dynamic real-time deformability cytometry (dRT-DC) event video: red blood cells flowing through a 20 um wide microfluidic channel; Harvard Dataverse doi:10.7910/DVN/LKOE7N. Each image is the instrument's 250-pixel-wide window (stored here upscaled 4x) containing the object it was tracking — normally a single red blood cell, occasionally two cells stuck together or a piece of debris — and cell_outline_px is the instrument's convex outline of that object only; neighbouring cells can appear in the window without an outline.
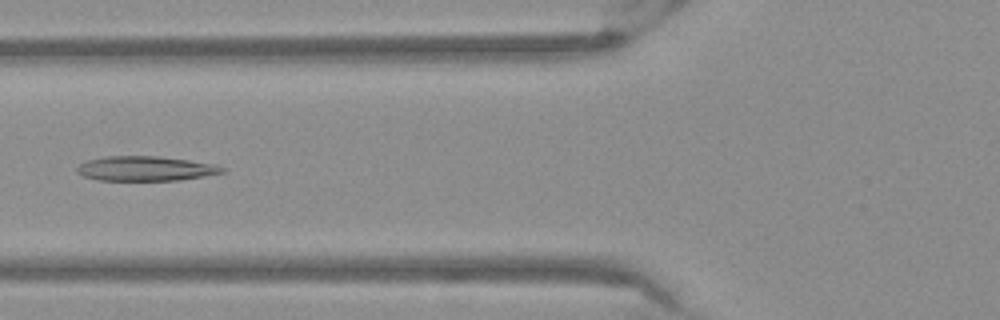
{"species": "Egyptian fruit bat (a non-hibernating species)", "species_latin": "Rousettus aegyptiacus", "temperature_condition": "warm", "stored_images_in_passage": 35, "camera_frame_rate_fps": 3000, "um_per_image_px": 0.085, "frame": {"image": 1, "passage_image": 9, "time_ms": 2.667, "image_size_px": [1000, 320], "cell_outline_px": [[224, 172], [204, 176], [180, 180], [96, 180], [84, 176], [76, 172], [76, 168], [80, 164], [88, 160], [104, 156], [156, 156], [188, 160], [216, 164], [224, 168]], "centroid_in_image_um": [12.35, 14.32], "position_along_channel_um": 113.5, "area_um2": 20.81}}
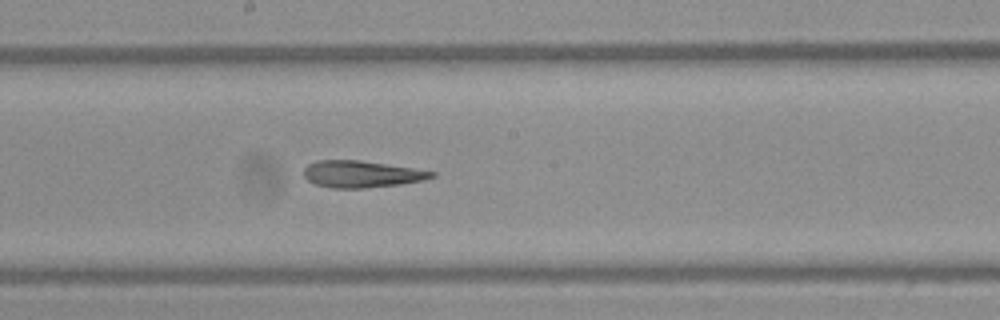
{"frame": {"image": 2, "passage_image": 17, "time_ms": 5.333, "image_size_px": [1000, 320], "cell_outline_px": [[436, 176], [420, 180], [400, 184], [364, 188], [332, 188], [316, 184], [308, 180], [304, 176], [304, 168], [308, 164], [320, 160], [360, 160], [412, 168], [436, 172]], "centroid_in_image_um": [30.7, 14.79], "position_along_channel_um": 217.5, "area_um2": 19.71}}
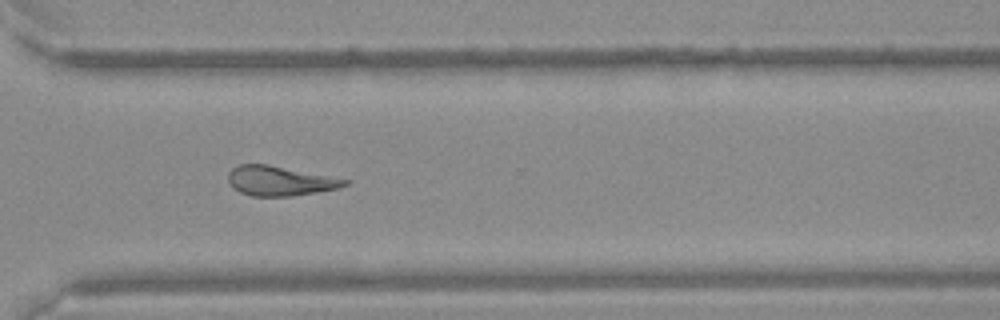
{"frame": {"image": 3, "passage_image": 27, "time_ms": 8.667, "image_size_px": [1000, 320], "cell_outline_px": [[352, 180], [348, 184], [340, 188], [292, 196], [252, 196], [240, 192], [232, 188], [228, 180], [228, 172], [232, 168], [240, 164], [268, 164]], "centroid_in_image_um": [23.8, 15.37], "position_along_channel_um": 346.8, "area_um2": 20.29}}